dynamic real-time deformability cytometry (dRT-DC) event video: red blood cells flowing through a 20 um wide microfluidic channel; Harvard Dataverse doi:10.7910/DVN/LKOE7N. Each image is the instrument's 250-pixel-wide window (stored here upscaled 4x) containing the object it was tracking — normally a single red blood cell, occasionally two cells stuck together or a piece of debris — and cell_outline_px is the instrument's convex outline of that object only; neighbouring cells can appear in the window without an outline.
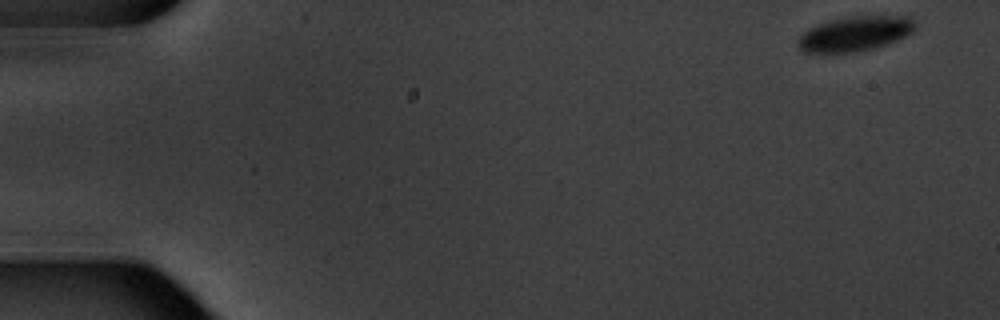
{"species": "common noctule bat (a hibernating species)", "species_latin": "Nyctalus noctula", "temperature_condition": "warm", "stored_images_in_passage": 7, "camera_frame_rate_fps": 3000, "um_per_image_px": 0.085, "animal": {"sex": "male", "body_mass_g": 20.1, "forearm_length_mm": 53.5}, "frame": {"image": 1, "passage_image": 1, "time_ms": 0.0, "image_size_px": [1000, 320], "cell_outline_px": [[916, 28], [912, 32], [896, 40], [860, 52], [804, 52], [796, 44], [796, 40], [808, 28], [832, 20], [852, 16], [912, 16], [916, 24]], "centroid_in_image_um": [72.68, 2.86], "position_along_channel_um": 12.3, "area_um2": 23.58}}
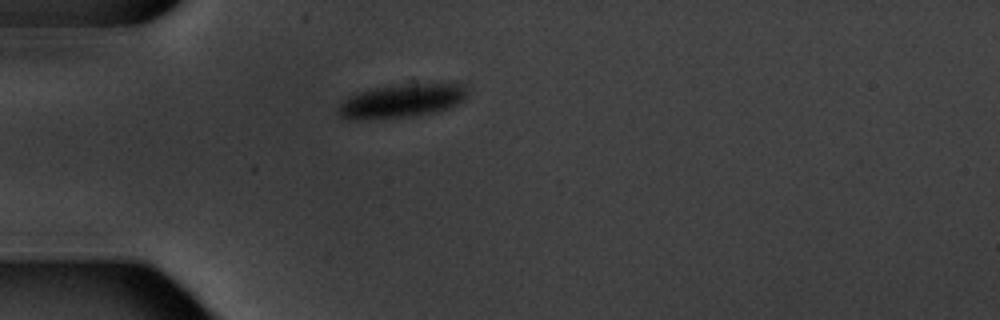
{"frame": {"image": 2, "passage_image": 5, "time_ms": 4.667, "image_size_px": [1000, 320], "cell_outline_px": [[464, 100], [452, 108], [416, 116], [360, 120], [348, 120], [340, 116], [336, 112], [336, 108], [348, 96], [356, 92], [372, 88], [408, 80], [416, 80], [464, 84]], "centroid_in_image_um": [34.12, 8.52], "position_along_channel_um": 50.9, "area_um2": 26.82}}